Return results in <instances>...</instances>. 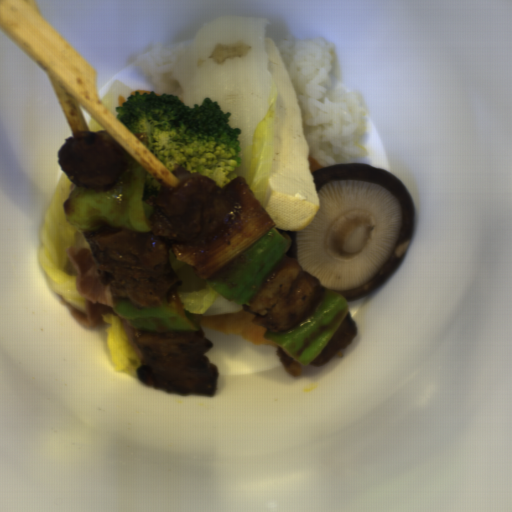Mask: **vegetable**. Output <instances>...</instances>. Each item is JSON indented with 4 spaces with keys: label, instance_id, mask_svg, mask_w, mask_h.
<instances>
[{
    "label": "vegetable",
    "instance_id": "3",
    "mask_svg": "<svg viewBox=\"0 0 512 512\" xmlns=\"http://www.w3.org/2000/svg\"><path fill=\"white\" fill-rule=\"evenodd\" d=\"M349 310L345 297L325 291L311 316L285 331L271 332L267 328L263 336L282 347L293 360L308 366L328 345Z\"/></svg>",
    "mask_w": 512,
    "mask_h": 512
},
{
    "label": "vegetable",
    "instance_id": "1",
    "mask_svg": "<svg viewBox=\"0 0 512 512\" xmlns=\"http://www.w3.org/2000/svg\"><path fill=\"white\" fill-rule=\"evenodd\" d=\"M222 188L242 204L234 224L210 244L179 242L170 248L175 261L190 266L212 290L228 302L244 305L290 249L292 239L275 229L277 224L245 178L236 176Z\"/></svg>",
    "mask_w": 512,
    "mask_h": 512
},
{
    "label": "vegetable",
    "instance_id": "4",
    "mask_svg": "<svg viewBox=\"0 0 512 512\" xmlns=\"http://www.w3.org/2000/svg\"><path fill=\"white\" fill-rule=\"evenodd\" d=\"M113 312L126 319L129 326L146 331H200L201 316L188 312L178 293L168 292L159 305L139 306L127 298L116 300Z\"/></svg>",
    "mask_w": 512,
    "mask_h": 512
},
{
    "label": "vegetable",
    "instance_id": "2",
    "mask_svg": "<svg viewBox=\"0 0 512 512\" xmlns=\"http://www.w3.org/2000/svg\"><path fill=\"white\" fill-rule=\"evenodd\" d=\"M146 173L141 166H135L105 192L76 185L64 203L65 221L82 236L84 232L113 227L152 231L153 208L143 200Z\"/></svg>",
    "mask_w": 512,
    "mask_h": 512
}]
</instances>
